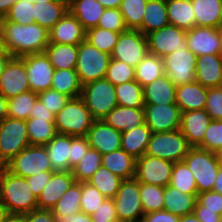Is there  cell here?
<instances>
[{"label":"cell","mask_w":222,"mask_h":222,"mask_svg":"<svg viewBox=\"0 0 222 222\" xmlns=\"http://www.w3.org/2000/svg\"><path fill=\"white\" fill-rule=\"evenodd\" d=\"M0 32L6 50L12 57L44 53L49 44L48 31L37 23L20 25L2 18Z\"/></svg>","instance_id":"obj_1"},{"label":"cell","mask_w":222,"mask_h":222,"mask_svg":"<svg viewBox=\"0 0 222 222\" xmlns=\"http://www.w3.org/2000/svg\"><path fill=\"white\" fill-rule=\"evenodd\" d=\"M0 202L8 213L26 214L38 209L37 197L26 178L14 175L4 166H0Z\"/></svg>","instance_id":"obj_2"},{"label":"cell","mask_w":222,"mask_h":222,"mask_svg":"<svg viewBox=\"0 0 222 222\" xmlns=\"http://www.w3.org/2000/svg\"><path fill=\"white\" fill-rule=\"evenodd\" d=\"M95 119L81 97L70 98L55 116L57 133L70 136H87Z\"/></svg>","instance_id":"obj_3"},{"label":"cell","mask_w":222,"mask_h":222,"mask_svg":"<svg viewBox=\"0 0 222 222\" xmlns=\"http://www.w3.org/2000/svg\"><path fill=\"white\" fill-rule=\"evenodd\" d=\"M183 161L195 177L198 193L212 191L221 166L215 152L191 147Z\"/></svg>","instance_id":"obj_4"},{"label":"cell","mask_w":222,"mask_h":222,"mask_svg":"<svg viewBox=\"0 0 222 222\" xmlns=\"http://www.w3.org/2000/svg\"><path fill=\"white\" fill-rule=\"evenodd\" d=\"M80 97L95 120H102L118 105L115 86L105 78L82 85Z\"/></svg>","instance_id":"obj_5"},{"label":"cell","mask_w":222,"mask_h":222,"mask_svg":"<svg viewBox=\"0 0 222 222\" xmlns=\"http://www.w3.org/2000/svg\"><path fill=\"white\" fill-rule=\"evenodd\" d=\"M111 55L94 47L84 40L78 44V58L76 72L80 83L85 85L95 80L104 79L106 75Z\"/></svg>","instance_id":"obj_6"},{"label":"cell","mask_w":222,"mask_h":222,"mask_svg":"<svg viewBox=\"0 0 222 222\" xmlns=\"http://www.w3.org/2000/svg\"><path fill=\"white\" fill-rule=\"evenodd\" d=\"M190 148L187 139L178 129L152 133L145 154L176 163L183 161Z\"/></svg>","instance_id":"obj_7"},{"label":"cell","mask_w":222,"mask_h":222,"mask_svg":"<svg viewBox=\"0 0 222 222\" xmlns=\"http://www.w3.org/2000/svg\"><path fill=\"white\" fill-rule=\"evenodd\" d=\"M30 145L25 120L5 118L0 123V166Z\"/></svg>","instance_id":"obj_8"},{"label":"cell","mask_w":222,"mask_h":222,"mask_svg":"<svg viewBox=\"0 0 222 222\" xmlns=\"http://www.w3.org/2000/svg\"><path fill=\"white\" fill-rule=\"evenodd\" d=\"M4 167L14 175L23 178L44 171H53L45 145H29Z\"/></svg>","instance_id":"obj_9"},{"label":"cell","mask_w":222,"mask_h":222,"mask_svg":"<svg viewBox=\"0 0 222 222\" xmlns=\"http://www.w3.org/2000/svg\"><path fill=\"white\" fill-rule=\"evenodd\" d=\"M113 200L117 218L129 222L142 220L144 209L140 197V182L135 178L123 180Z\"/></svg>","instance_id":"obj_10"},{"label":"cell","mask_w":222,"mask_h":222,"mask_svg":"<svg viewBox=\"0 0 222 222\" xmlns=\"http://www.w3.org/2000/svg\"><path fill=\"white\" fill-rule=\"evenodd\" d=\"M147 53V36L139 30L127 29L119 34L111 58L125 62L135 68Z\"/></svg>","instance_id":"obj_11"},{"label":"cell","mask_w":222,"mask_h":222,"mask_svg":"<svg viewBox=\"0 0 222 222\" xmlns=\"http://www.w3.org/2000/svg\"><path fill=\"white\" fill-rule=\"evenodd\" d=\"M162 59L165 74L176 86L196 81L197 56L190 49L169 53Z\"/></svg>","instance_id":"obj_12"},{"label":"cell","mask_w":222,"mask_h":222,"mask_svg":"<svg viewBox=\"0 0 222 222\" xmlns=\"http://www.w3.org/2000/svg\"><path fill=\"white\" fill-rule=\"evenodd\" d=\"M174 163L144 154L136 159L135 179L141 183L166 187L170 184Z\"/></svg>","instance_id":"obj_13"},{"label":"cell","mask_w":222,"mask_h":222,"mask_svg":"<svg viewBox=\"0 0 222 222\" xmlns=\"http://www.w3.org/2000/svg\"><path fill=\"white\" fill-rule=\"evenodd\" d=\"M186 32L169 24L149 33L147 35L148 53L163 58L169 53L187 48Z\"/></svg>","instance_id":"obj_14"},{"label":"cell","mask_w":222,"mask_h":222,"mask_svg":"<svg viewBox=\"0 0 222 222\" xmlns=\"http://www.w3.org/2000/svg\"><path fill=\"white\" fill-rule=\"evenodd\" d=\"M30 91L27 70L20 57H11L0 75V93L8 100Z\"/></svg>","instance_id":"obj_15"},{"label":"cell","mask_w":222,"mask_h":222,"mask_svg":"<svg viewBox=\"0 0 222 222\" xmlns=\"http://www.w3.org/2000/svg\"><path fill=\"white\" fill-rule=\"evenodd\" d=\"M145 123L152 133L178 130L181 111L177 104H144Z\"/></svg>","instance_id":"obj_16"},{"label":"cell","mask_w":222,"mask_h":222,"mask_svg":"<svg viewBox=\"0 0 222 222\" xmlns=\"http://www.w3.org/2000/svg\"><path fill=\"white\" fill-rule=\"evenodd\" d=\"M20 58L25 63L30 90L38 94L51 89L55 69L46 54H29Z\"/></svg>","instance_id":"obj_17"},{"label":"cell","mask_w":222,"mask_h":222,"mask_svg":"<svg viewBox=\"0 0 222 222\" xmlns=\"http://www.w3.org/2000/svg\"><path fill=\"white\" fill-rule=\"evenodd\" d=\"M187 48L197 57L220 54L221 35L219 28L194 26L186 32Z\"/></svg>","instance_id":"obj_18"},{"label":"cell","mask_w":222,"mask_h":222,"mask_svg":"<svg viewBox=\"0 0 222 222\" xmlns=\"http://www.w3.org/2000/svg\"><path fill=\"white\" fill-rule=\"evenodd\" d=\"M212 118L205 109L181 112L179 130L191 147L203 146V138Z\"/></svg>","instance_id":"obj_19"},{"label":"cell","mask_w":222,"mask_h":222,"mask_svg":"<svg viewBox=\"0 0 222 222\" xmlns=\"http://www.w3.org/2000/svg\"><path fill=\"white\" fill-rule=\"evenodd\" d=\"M48 33L49 43L78 45L86 40V29L69 10Z\"/></svg>","instance_id":"obj_20"},{"label":"cell","mask_w":222,"mask_h":222,"mask_svg":"<svg viewBox=\"0 0 222 222\" xmlns=\"http://www.w3.org/2000/svg\"><path fill=\"white\" fill-rule=\"evenodd\" d=\"M86 137L91 148L96 149L101 155L121 149V132L103 120H95Z\"/></svg>","instance_id":"obj_21"},{"label":"cell","mask_w":222,"mask_h":222,"mask_svg":"<svg viewBox=\"0 0 222 222\" xmlns=\"http://www.w3.org/2000/svg\"><path fill=\"white\" fill-rule=\"evenodd\" d=\"M71 171L53 172L37 198L38 209L52 210L63 194L75 183Z\"/></svg>","instance_id":"obj_22"},{"label":"cell","mask_w":222,"mask_h":222,"mask_svg":"<svg viewBox=\"0 0 222 222\" xmlns=\"http://www.w3.org/2000/svg\"><path fill=\"white\" fill-rule=\"evenodd\" d=\"M196 81L203 87L222 86V57L220 54H207L197 57Z\"/></svg>","instance_id":"obj_23"},{"label":"cell","mask_w":222,"mask_h":222,"mask_svg":"<svg viewBox=\"0 0 222 222\" xmlns=\"http://www.w3.org/2000/svg\"><path fill=\"white\" fill-rule=\"evenodd\" d=\"M107 125L123 132L145 124L144 108H131L117 105L102 119Z\"/></svg>","instance_id":"obj_24"},{"label":"cell","mask_w":222,"mask_h":222,"mask_svg":"<svg viewBox=\"0 0 222 222\" xmlns=\"http://www.w3.org/2000/svg\"><path fill=\"white\" fill-rule=\"evenodd\" d=\"M208 88L197 81L176 87V104L181 112L205 109Z\"/></svg>","instance_id":"obj_25"},{"label":"cell","mask_w":222,"mask_h":222,"mask_svg":"<svg viewBox=\"0 0 222 222\" xmlns=\"http://www.w3.org/2000/svg\"><path fill=\"white\" fill-rule=\"evenodd\" d=\"M176 85L166 74L143 87L144 104H176Z\"/></svg>","instance_id":"obj_26"},{"label":"cell","mask_w":222,"mask_h":222,"mask_svg":"<svg viewBox=\"0 0 222 222\" xmlns=\"http://www.w3.org/2000/svg\"><path fill=\"white\" fill-rule=\"evenodd\" d=\"M71 136L57 133L46 145L52 170L70 171Z\"/></svg>","instance_id":"obj_27"},{"label":"cell","mask_w":222,"mask_h":222,"mask_svg":"<svg viewBox=\"0 0 222 222\" xmlns=\"http://www.w3.org/2000/svg\"><path fill=\"white\" fill-rule=\"evenodd\" d=\"M68 10L88 30L97 27L105 8L97 0H68Z\"/></svg>","instance_id":"obj_28"},{"label":"cell","mask_w":222,"mask_h":222,"mask_svg":"<svg viewBox=\"0 0 222 222\" xmlns=\"http://www.w3.org/2000/svg\"><path fill=\"white\" fill-rule=\"evenodd\" d=\"M197 195L198 194H185L167 185L164 187L163 209L179 217L192 214L194 212Z\"/></svg>","instance_id":"obj_29"},{"label":"cell","mask_w":222,"mask_h":222,"mask_svg":"<svg viewBox=\"0 0 222 222\" xmlns=\"http://www.w3.org/2000/svg\"><path fill=\"white\" fill-rule=\"evenodd\" d=\"M169 24L166 0H147L139 31L147 36Z\"/></svg>","instance_id":"obj_30"},{"label":"cell","mask_w":222,"mask_h":222,"mask_svg":"<svg viewBox=\"0 0 222 222\" xmlns=\"http://www.w3.org/2000/svg\"><path fill=\"white\" fill-rule=\"evenodd\" d=\"M151 129L145 123L140 127L121 132V149L135 159L142 157L147 150Z\"/></svg>","instance_id":"obj_31"},{"label":"cell","mask_w":222,"mask_h":222,"mask_svg":"<svg viewBox=\"0 0 222 222\" xmlns=\"http://www.w3.org/2000/svg\"><path fill=\"white\" fill-rule=\"evenodd\" d=\"M102 165L123 180L135 177L136 159L123 149L102 155Z\"/></svg>","instance_id":"obj_32"},{"label":"cell","mask_w":222,"mask_h":222,"mask_svg":"<svg viewBox=\"0 0 222 222\" xmlns=\"http://www.w3.org/2000/svg\"><path fill=\"white\" fill-rule=\"evenodd\" d=\"M68 10V0L34 3V19L49 31Z\"/></svg>","instance_id":"obj_33"},{"label":"cell","mask_w":222,"mask_h":222,"mask_svg":"<svg viewBox=\"0 0 222 222\" xmlns=\"http://www.w3.org/2000/svg\"><path fill=\"white\" fill-rule=\"evenodd\" d=\"M170 25L185 31L196 26L191 0H166Z\"/></svg>","instance_id":"obj_34"},{"label":"cell","mask_w":222,"mask_h":222,"mask_svg":"<svg viewBox=\"0 0 222 222\" xmlns=\"http://www.w3.org/2000/svg\"><path fill=\"white\" fill-rule=\"evenodd\" d=\"M44 53L54 69H75L78 45L49 43Z\"/></svg>","instance_id":"obj_35"},{"label":"cell","mask_w":222,"mask_h":222,"mask_svg":"<svg viewBox=\"0 0 222 222\" xmlns=\"http://www.w3.org/2000/svg\"><path fill=\"white\" fill-rule=\"evenodd\" d=\"M196 26L219 28L222 0H191Z\"/></svg>","instance_id":"obj_36"},{"label":"cell","mask_w":222,"mask_h":222,"mask_svg":"<svg viewBox=\"0 0 222 222\" xmlns=\"http://www.w3.org/2000/svg\"><path fill=\"white\" fill-rule=\"evenodd\" d=\"M51 89L63 93L70 98L80 97L82 84L76 69H55Z\"/></svg>","instance_id":"obj_37"},{"label":"cell","mask_w":222,"mask_h":222,"mask_svg":"<svg viewBox=\"0 0 222 222\" xmlns=\"http://www.w3.org/2000/svg\"><path fill=\"white\" fill-rule=\"evenodd\" d=\"M135 80L142 86L152 83L165 74L163 59L147 53L144 59L134 68Z\"/></svg>","instance_id":"obj_38"},{"label":"cell","mask_w":222,"mask_h":222,"mask_svg":"<svg viewBox=\"0 0 222 222\" xmlns=\"http://www.w3.org/2000/svg\"><path fill=\"white\" fill-rule=\"evenodd\" d=\"M30 145H46L56 134L55 119L26 120Z\"/></svg>","instance_id":"obj_39"},{"label":"cell","mask_w":222,"mask_h":222,"mask_svg":"<svg viewBox=\"0 0 222 222\" xmlns=\"http://www.w3.org/2000/svg\"><path fill=\"white\" fill-rule=\"evenodd\" d=\"M87 182L97 188L106 198H114L123 179L101 165Z\"/></svg>","instance_id":"obj_40"},{"label":"cell","mask_w":222,"mask_h":222,"mask_svg":"<svg viewBox=\"0 0 222 222\" xmlns=\"http://www.w3.org/2000/svg\"><path fill=\"white\" fill-rule=\"evenodd\" d=\"M115 92L119 106L144 108L143 87L136 80L116 85Z\"/></svg>","instance_id":"obj_41"},{"label":"cell","mask_w":222,"mask_h":222,"mask_svg":"<svg viewBox=\"0 0 222 222\" xmlns=\"http://www.w3.org/2000/svg\"><path fill=\"white\" fill-rule=\"evenodd\" d=\"M38 100L37 93L28 91L8 99L7 115L9 118L27 120L33 105Z\"/></svg>","instance_id":"obj_42"},{"label":"cell","mask_w":222,"mask_h":222,"mask_svg":"<svg viewBox=\"0 0 222 222\" xmlns=\"http://www.w3.org/2000/svg\"><path fill=\"white\" fill-rule=\"evenodd\" d=\"M101 165L102 155L90 148L71 172L76 182H87Z\"/></svg>","instance_id":"obj_43"},{"label":"cell","mask_w":222,"mask_h":222,"mask_svg":"<svg viewBox=\"0 0 222 222\" xmlns=\"http://www.w3.org/2000/svg\"><path fill=\"white\" fill-rule=\"evenodd\" d=\"M169 185L185 194H198L195 177L184 161L174 163Z\"/></svg>","instance_id":"obj_44"},{"label":"cell","mask_w":222,"mask_h":222,"mask_svg":"<svg viewBox=\"0 0 222 222\" xmlns=\"http://www.w3.org/2000/svg\"><path fill=\"white\" fill-rule=\"evenodd\" d=\"M81 204V182H75L59 199L52 209L54 215L69 216L80 212Z\"/></svg>","instance_id":"obj_45"},{"label":"cell","mask_w":222,"mask_h":222,"mask_svg":"<svg viewBox=\"0 0 222 222\" xmlns=\"http://www.w3.org/2000/svg\"><path fill=\"white\" fill-rule=\"evenodd\" d=\"M140 197L144 214L163 210L164 187L140 182Z\"/></svg>","instance_id":"obj_46"},{"label":"cell","mask_w":222,"mask_h":222,"mask_svg":"<svg viewBox=\"0 0 222 222\" xmlns=\"http://www.w3.org/2000/svg\"><path fill=\"white\" fill-rule=\"evenodd\" d=\"M147 0H122L119 7L127 29L139 30Z\"/></svg>","instance_id":"obj_47"},{"label":"cell","mask_w":222,"mask_h":222,"mask_svg":"<svg viewBox=\"0 0 222 222\" xmlns=\"http://www.w3.org/2000/svg\"><path fill=\"white\" fill-rule=\"evenodd\" d=\"M120 33L104 28L93 27L86 30V41L99 50L111 55Z\"/></svg>","instance_id":"obj_48"},{"label":"cell","mask_w":222,"mask_h":222,"mask_svg":"<svg viewBox=\"0 0 222 222\" xmlns=\"http://www.w3.org/2000/svg\"><path fill=\"white\" fill-rule=\"evenodd\" d=\"M105 79L114 86L135 80L134 67L125 62L111 58Z\"/></svg>","instance_id":"obj_49"},{"label":"cell","mask_w":222,"mask_h":222,"mask_svg":"<svg viewBox=\"0 0 222 222\" xmlns=\"http://www.w3.org/2000/svg\"><path fill=\"white\" fill-rule=\"evenodd\" d=\"M106 197L88 182H81V212L92 215Z\"/></svg>","instance_id":"obj_50"},{"label":"cell","mask_w":222,"mask_h":222,"mask_svg":"<svg viewBox=\"0 0 222 222\" xmlns=\"http://www.w3.org/2000/svg\"><path fill=\"white\" fill-rule=\"evenodd\" d=\"M5 19L20 25L35 23L33 0H18L10 8Z\"/></svg>","instance_id":"obj_51"},{"label":"cell","mask_w":222,"mask_h":222,"mask_svg":"<svg viewBox=\"0 0 222 222\" xmlns=\"http://www.w3.org/2000/svg\"><path fill=\"white\" fill-rule=\"evenodd\" d=\"M97 27L104 28L117 33H121L127 30L123 15L120 12L119 8L105 9Z\"/></svg>","instance_id":"obj_52"},{"label":"cell","mask_w":222,"mask_h":222,"mask_svg":"<svg viewBox=\"0 0 222 222\" xmlns=\"http://www.w3.org/2000/svg\"><path fill=\"white\" fill-rule=\"evenodd\" d=\"M201 148L213 152L222 148V120L211 121L205 132Z\"/></svg>","instance_id":"obj_53"},{"label":"cell","mask_w":222,"mask_h":222,"mask_svg":"<svg viewBox=\"0 0 222 222\" xmlns=\"http://www.w3.org/2000/svg\"><path fill=\"white\" fill-rule=\"evenodd\" d=\"M38 99L45 105V107L53 112L56 116L58 112L65 106L70 99L69 96L57 92L53 89H48L37 94Z\"/></svg>","instance_id":"obj_54"},{"label":"cell","mask_w":222,"mask_h":222,"mask_svg":"<svg viewBox=\"0 0 222 222\" xmlns=\"http://www.w3.org/2000/svg\"><path fill=\"white\" fill-rule=\"evenodd\" d=\"M205 110L212 120H222V86L208 88Z\"/></svg>","instance_id":"obj_55"},{"label":"cell","mask_w":222,"mask_h":222,"mask_svg":"<svg viewBox=\"0 0 222 222\" xmlns=\"http://www.w3.org/2000/svg\"><path fill=\"white\" fill-rule=\"evenodd\" d=\"M71 157H70V171L76 166L81 158L89 151L91 146L89 145L86 136H71Z\"/></svg>","instance_id":"obj_56"},{"label":"cell","mask_w":222,"mask_h":222,"mask_svg":"<svg viewBox=\"0 0 222 222\" xmlns=\"http://www.w3.org/2000/svg\"><path fill=\"white\" fill-rule=\"evenodd\" d=\"M91 217L93 222H111L117 219V211L113 198H106Z\"/></svg>","instance_id":"obj_57"},{"label":"cell","mask_w":222,"mask_h":222,"mask_svg":"<svg viewBox=\"0 0 222 222\" xmlns=\"http://www.w3.org/2000/svg\"><path fill=\"white\" fill-rule=\"evenodd\" d=\"M196 200L204 206V210L216 211L222 216V194L213 190L202 192L198 193Z\"/></svg>","instance_id":"obj_58"},{"label":"cell","mask_w":222,"mask_h":222,"mask_svg":"<svg viewBox=\"0 0 222 222\" xmlns=\"http://www.w3.org/2000/svg\"><path fill=\"white\" fill-rule=\"evenodd\" d=\"M53 172L54 171H44L26 178L29 187L37 198L49 182Z\"/></svg>","instance_id":"obj_59"},{"label":"cell","mask_w":222,"mask_h":222,"mask_svg":"<svg viewBox=\"0 0 222 222\" xmlns=\"http://www.w3.org/2000/svg\"><path fill=\"white\" fill-rule=\"evenodd\" d=\"M179 219V216L173 215L164 209L144 214L142 217L143 222H179Z\"/></svg>","instance_id":"obj_60"},{"label":"cell","mask_w":222,"mask_h":222,"mask_svg":"<svg viewBox=\"0 0 222 222\" xmlns=\"http://www.w3.org/2000/svg\"><path fill=\"white\" fill-rule=\"evenodd\" d=\"M26 222H55L52 210L35 209L25 214Z\"/></svg>","instance_id":"obj_61"},{"label":"cell","mask_w":222,"mask_h":222,"mask_svg":"<svg viewBox=\"0 0 222 222\" xmlns=\"http://www.w3.org/2000/svg\"><path fill=\"white\" fill-rule=\"evenodd\" d=\"M193 213L200 222H219L221 217V215L217 214L216 211L204 210V206H202L197 200Z\"/></svg>","instance_id":"obj_62"},{"label":"cell","mask_w":222,"mask_h":222,"mask_svg":"<svg viewBox=\"0 0 222 222\" xmlns=\"http://www.w3.org/2000/svg\"><path fill=\"white\" fill-rule=\"evenodd\" d=\"M30 118L55 119V115L38 99L32 107Z\"/></svg>","instance_id":"obj_63"},{"label":"cell","mask_w":222,"mask_h":222,"mask_svg":"<svg viewBox=\"0 0 222 222\" xmlns=\"http://www.w3.org/2000/svg\"><path fill=\"white\" fill-rule=\"evenodd\" d=\"M55 222H93L91 215L84 212L72 213L69 216L54 215Z\"/></svg>","instance_id":"obj_64"},{"label":"cell","mask_w":222,"mask_h":222,"mask_svg":"<svg viewBox=\"0 0 222 222\" xmlns=\"http://www.w3.org/2000/svg\"><path fill=\"white\" fill-rule=\"evenodd\" d=\"M18 0H0V19L5 18L10 8L17 2Z\"/></svg>","instance_id":"obj_65"},{"label":"cell","mask_w":222,"mask_h":222,"mask_svg":"<svg viewBox=\"0 0 222 222\" xmlns=\"http://www.w3.org/2000/svg\"><path fill=\"white\" fill-rule=\"evenodd\" d=\"M7 104L8 100L0 93V123L8 117Z\"/></svg>","instance_id":"obj_66"},{"label":"cell","mask_w":222,"mask_h":222,"mask_svg":"<svg viewBox=\"0 0 222 222\" xmlns=\"http://www.w3.org/2000/svg\"><path fill=\"white\" fill-rule=\"evenodd\" d=\"M105 9L119 8L122 0H97Z\"/></svg>","instance_id":"obj_67"},{"label":"cell","mask_w":222,"mask_h":222,"mask_svg":"<svg viewBox=\"0 0 222 222\" xmlns=\"http://www.w3.org/2000/svg\"><path fill=\"white\" fill-rule=\"evenodd\" d=\"M3 222H26L25 214L9 213Z\"/></svg>","instance_id":"obj_68"},{"label":"cell","mask_w":222,"mask_h":222,"mask_svg":"<svg viewBox=\"0 0 222 222\" xmlns=\"http://www.w3.org/2000/svg\"><path fill=\"white\" fill-rule=\"evenodd\" d=\"M213 191L222 194V166H220L219 168V172L215 180Z\"/></svg>","instance_id":"obj_69"},{"label":"cell","mask_w":222,"mask_h":222,"mask_svg":"<svg viewBox=\"0 0 222 222\" xmlns=\"http://www.w3.org/2000/svg\"><path fill=\"white\" fill-rule=\"evenodd\" d=\"M0 57H12L6 50L5 42L0 32Z\"/></svg>","instance_id":"obj_70"},{"label":"cell","mask_w":222,"mask_h":222,"mask_svg":"<svg viewBox=\"0 0 222 222\" xmlns=\"http://www.w3.org/2000/svg\"><path fill=\"white\" fill-rule=\"evenodd\" d=\"M179 222H200L194 213L180 217Z\"/></svg>","instance_id":"obj_71"},{"label":"cell","mask_w":222,"mask_h":222,"mask_svg":"<svg viewBox=\"0 0 222 222\" xmlns=\"http://www.w3.org/2000/svg\"><path fill=\"white\" fill-rule=\"evenodd\" d=\"M8 214L7 208L0 202V222H3Z\"/></svg>","instance_id":"obj_72"},{"label":"cell","mask_w":222,"mask_h":222,"mask_svg":"<svg viewBox=\"0 0 222 222\" xmlns=\"http://www.w3.org/2000/svg\"><path fill=\"white\" fill-rule=\"evenodd\" d=\"M11 57H0V75L3 73L4 67Z\"/></svg>","instance_id":"obj_73"},{"label":"cell","mask_w":222,"mask_h":222,"mask_svg":"<svg viewBox=\"0 0 222 222\" xmlns=\"http://www.w3.org/2000/svg\"><path fill=\"white\" fill-rule=\"evenodd\" d=\"M217 161L219 162V164L222 166V148H220L219 150H217L215 152Z\"/></svg>","instance_id":"obj_74"},{"label":"cell","mask_w":222,"mask_h":222,"mask_svg":"<svg viewBox=\"0 0 222 222\" xmlns=\"http://www.w3.org/2000/svg\"><path fill=\"white\" fill-rule=\"evenodd\" d=\"M219 27H222V4H221L220 14H219Z\"/></svg>","instance_id":"obj_75"},{"label":"cell","mask_w":222,"mask_h":222,"mask_svg":"<svg viewBox=\"0 0 222 222\" xmlns=\"http://www.w3.org/2000/svg\"><path fill=\"white\" fill-rule=\"evenodd\" d=\"M51 1H56V0H33V3H43V2H51Z\"/></svg>","instance_id":"obj_76"},{"label":"cell","mask_w":222,"mask_h":222,"mask_svg":"<svg viewBox=\"0 0 222 222\" xmlns=\"http://www.w3.org/2000/svg\"><path fill=\"white\" fill-rule=\"evenodd\" d=\"M219 32H220V35H221V48H220V55L222 57V27H219Z\"/></svg>","instance_id":"obj_77"},{"label":"cell","mask_w":222,"mask_h":222,"mask_svg":"<svg viewBox=\"0 0 222 222\" xmlns=\"http://www.w3.org/2000/svg\"><path fill=\"white\" fill-rule=\"evenodd\" d=\"M111 222H129V221L121 220V219L117 218V219H115V220H113Z\"/></svg>","instance_id":"obj_78"}]
</instances>
